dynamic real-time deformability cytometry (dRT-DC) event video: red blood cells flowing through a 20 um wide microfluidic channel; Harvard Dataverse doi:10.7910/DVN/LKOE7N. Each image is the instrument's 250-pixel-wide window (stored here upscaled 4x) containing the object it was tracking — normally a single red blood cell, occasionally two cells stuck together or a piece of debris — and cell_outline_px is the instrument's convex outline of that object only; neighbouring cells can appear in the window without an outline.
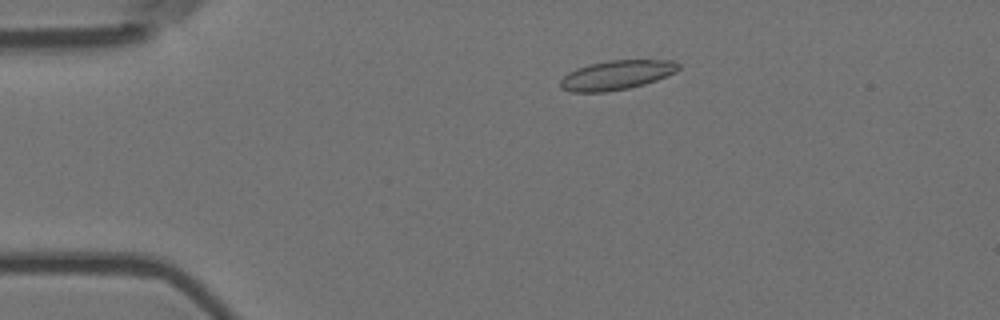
{"species": "Egyptian fruit bat (a non-hibernating species)", "species_latin": "Rousettus aegyptiacus", "temperature_condition": "room temperature", "stored_images_in_passage": 14, "camera_frame_rate_fps": 3000, "um_per_image_px": 0.085, "animal": {"sex": "female"}, "frame": {"image": 1, "passage_image": 10, "time_ms": 3.0, "image_size_px": [1000, 320], "cell_outline_px": [[680, 68], [676, 72], [656, 80], [644, 84], [628, 88], [604, 92], [572, 92], [560, 88], [560, 80], [568, 72], [576, 68], [588, 64], [608, 60], [672, 60], [680, 64]], "centroid_in_image_um": [52.4, 6.37], "position_along_channel_um": 32.6, "area_um2": 20.29}}